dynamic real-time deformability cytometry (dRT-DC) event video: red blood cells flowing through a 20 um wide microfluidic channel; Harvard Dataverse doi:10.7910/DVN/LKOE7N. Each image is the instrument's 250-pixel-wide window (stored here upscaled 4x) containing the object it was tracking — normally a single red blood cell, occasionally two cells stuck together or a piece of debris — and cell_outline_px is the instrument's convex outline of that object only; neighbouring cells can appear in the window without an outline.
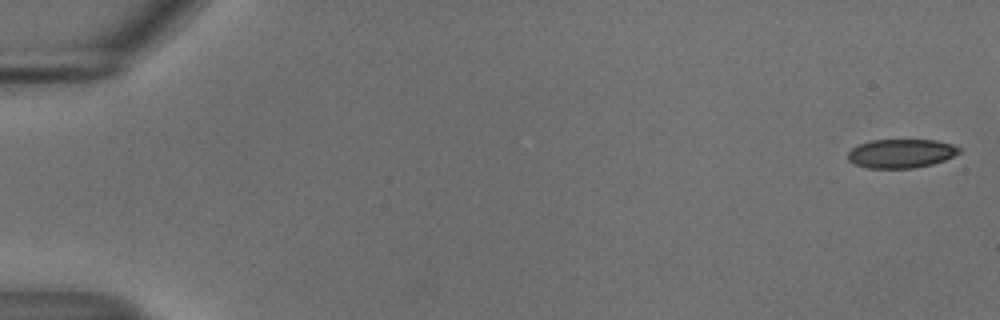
{"species": "common noctule bat (a hibernating species)", "species_latin": "Nyctalus noctula", "temperature_condition": "cold", "stored_images_in_passage": 55, "camera_frame_rate_fps": 3000, "um_per_image_px": 0.085, "animal": {"sex": "male", "body_mass_g": 18.8}, "frame": {"image": 1, "passage_image": 1, "time_ms": 0.0, "image_size_px": [1000, 320], "cell_outline_px": [[960, 152], [944, 160], [932, 164], [912, 168], [868, 168], [856, 164], [848, 160], [848, 152], [852, 148], [860, 144], [872, 140], [936, 140], [952, 144], [960, 148]], "centroid_in_image_um": [76.59, 13.04], "position_along_channel_um": 8.4, "area_um2": 18.55}}
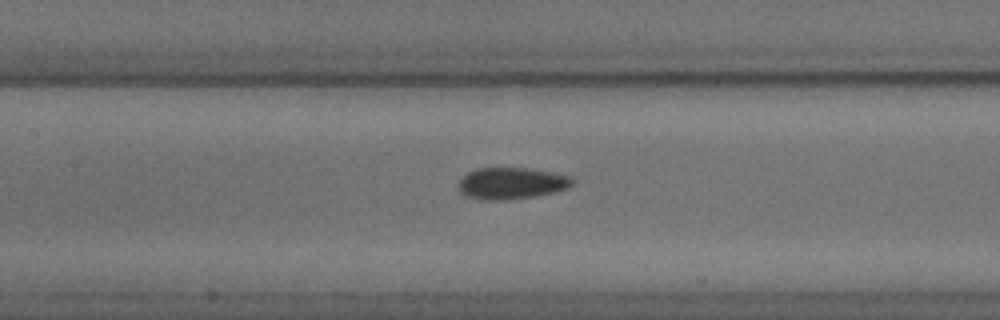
{"frame": {"image": 2, "passage_image": 26, "time_ms": 8.333, "image_size_px": [1000, 320], "cell_outline_px": [[572, 184], [568, 188], [556, 192], [536, 196], [508, 200], [484, 200], [464, 196], [460, 192], [460, 180], [468, 172], [476, 168], [528, 168], [552, 172], [572, 176]], "centroid_in_image_um": [43.49, 15.59], "position_along_channel_um": 163.9, "area_um2": 21.1}}
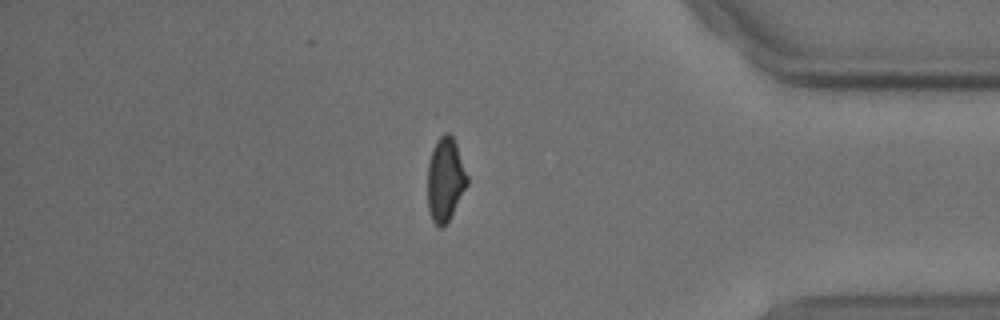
{"frame": {"image": 3, "passage_image": 47, "time_ms": 15.333, "image_size_px": [1000, 320], "cell_outline_px": [[468, 184], [448, 220], [440, 228], [432, 220], [428, 208], [428, 164], [432, 148], [436, 140], [444, 132], [448, 132], [452, 136], [456, 144], [468, 176]], "centroid_in_image_um": [37.84, 15.21], "position_along_channel_um": 397.4, "area_um2": 19.13}, "authors_computed_cell_mechanics": {"area_um2": 20.1144, "velocity_mm_per_s": 3.6984, "shape_relaxation_time_tau1_ms": 8.1774, "shape_relaxation_time_tau2_ms": 2.1181, "deformation_change_tau1": 0.1551, "deformation_change_tau2": 0.0638}}